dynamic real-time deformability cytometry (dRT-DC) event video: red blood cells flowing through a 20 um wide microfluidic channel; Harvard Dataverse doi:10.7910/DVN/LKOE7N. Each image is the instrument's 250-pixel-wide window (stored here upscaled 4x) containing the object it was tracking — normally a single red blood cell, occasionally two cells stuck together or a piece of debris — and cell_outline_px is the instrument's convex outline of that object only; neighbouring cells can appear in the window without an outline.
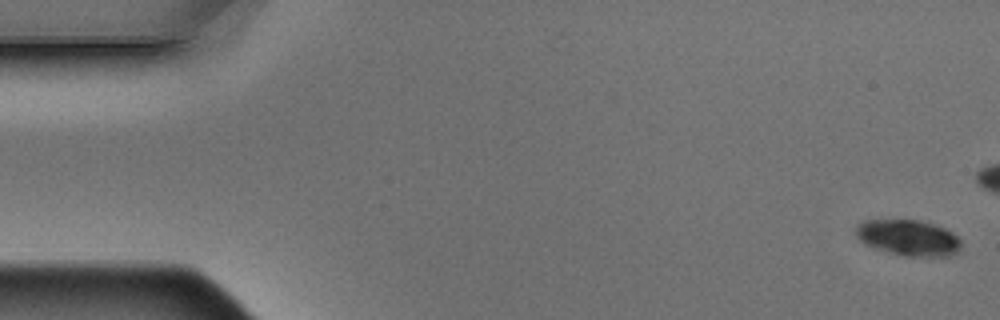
{"species": "Egyptian fruit bat (a non-hibernating species)", "species_latin": "Rousettus aegyptiacus", "temperature_condition": "warm", "stored_images_in_passage": 7, "camera_frame_rate_fps": 3000, "um_per_image_px": 0.085, "animal": {"sex": "male"}, "frame": {"image": 1, "passage_image": 1, "time_ms": 0.0, "image_size_px": [1000, 320], "cell_outline_px": [[960, 248], [956, 252], [948, 256], [904, 256], [888, 252], [864, 244], [856, 236], [856, 224], [864, 220], [896, 216], [920, 220], [944, 228], [952, 232], [960, 240]], "centroid_in_image_um": [77.13, 20.14], "position_along_channel_um": 7.9, "area_um2": 22.72}}